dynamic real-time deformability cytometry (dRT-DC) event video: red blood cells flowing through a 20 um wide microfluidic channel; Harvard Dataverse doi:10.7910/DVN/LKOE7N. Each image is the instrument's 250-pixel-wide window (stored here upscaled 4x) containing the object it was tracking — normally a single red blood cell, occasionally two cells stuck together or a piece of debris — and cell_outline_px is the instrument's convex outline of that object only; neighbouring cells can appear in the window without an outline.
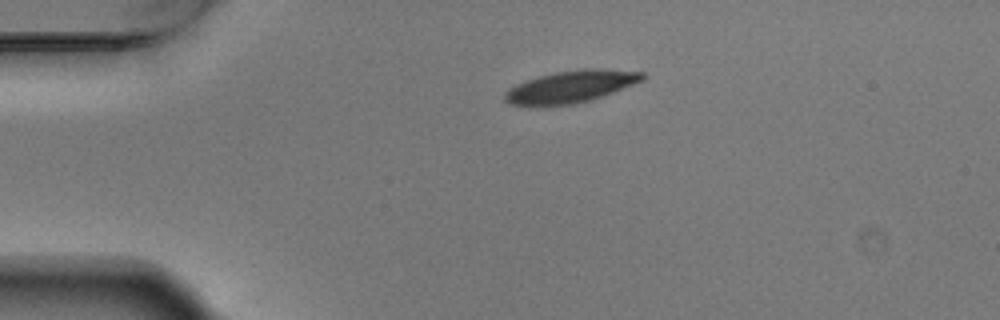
{"species": "Egyptian fruit bat (a non-hibernating species)", "species_latin": "Rousettus aegyptiacus", "temperature_condition": "warm", "stored_images_in_passage": 2, "camera_frame_rate_fps": 3000, "um_per_image_px": 0.085, "animal": {"sex": "male"}, "frame": {"image": 1, "passage_image": 1, "time_ms": 0.0, "image_size_px": [1000, 320], "cell_outline_px": [[644, 80], [612, 92], [588, 100], [572, 104], [508, 104], [504, 100], [504, 92], [508, 88], [516, 84], [540, 76], [556, 72], [584, 68], [600, 68], [644, 72]], "centroid_in_image_um": [48.53, 7.33], "position_along_channel_um": 36.5, "area_um2": 25.09}}